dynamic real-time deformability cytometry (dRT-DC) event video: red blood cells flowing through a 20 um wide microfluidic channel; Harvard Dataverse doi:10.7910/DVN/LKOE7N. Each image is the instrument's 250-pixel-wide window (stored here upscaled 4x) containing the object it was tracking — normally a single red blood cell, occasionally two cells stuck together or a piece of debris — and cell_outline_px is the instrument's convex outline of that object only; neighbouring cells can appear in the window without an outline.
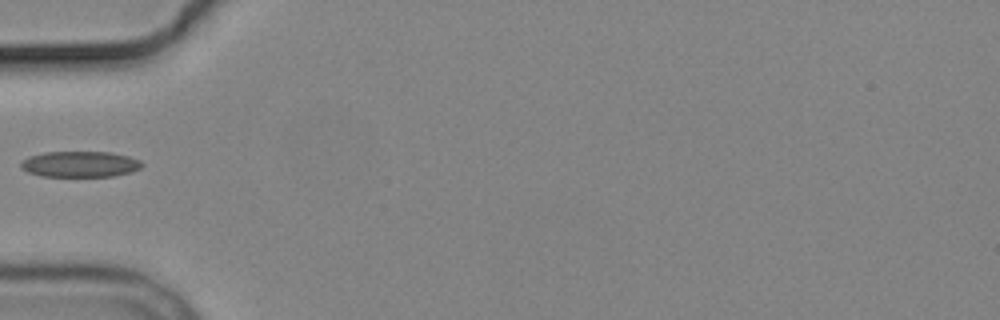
{"species": "common noctule bat (a hibernating species)", "species_latin": "Nyctalus noctula", "temperature_condition": "cold", "stored_images_in_passage": 6, "camera_frame_rate_fps": 3000, "um_per_image_px": 0.085, "animal": {"sex": "male", "body_mass_g": 19.2, "forearm_length_mm": 51.8}, "frame": {"image": 1, "passage_image": 6, "time_ms": 6.0, "image_size_px": [1000, 320], "cell_outline_px": [[144, 164], [140, 168], [132, 172], [112, 176], [40, 176], [28, 172], [20, 168], [20, 164], [28, 156], [44, 152], [112, 152], [128, 156], [140, 160]], "centroid_in_image_um": [6.8, 13.95], "position_along_channel_um": 78.2, "area_um2": 18.32}}